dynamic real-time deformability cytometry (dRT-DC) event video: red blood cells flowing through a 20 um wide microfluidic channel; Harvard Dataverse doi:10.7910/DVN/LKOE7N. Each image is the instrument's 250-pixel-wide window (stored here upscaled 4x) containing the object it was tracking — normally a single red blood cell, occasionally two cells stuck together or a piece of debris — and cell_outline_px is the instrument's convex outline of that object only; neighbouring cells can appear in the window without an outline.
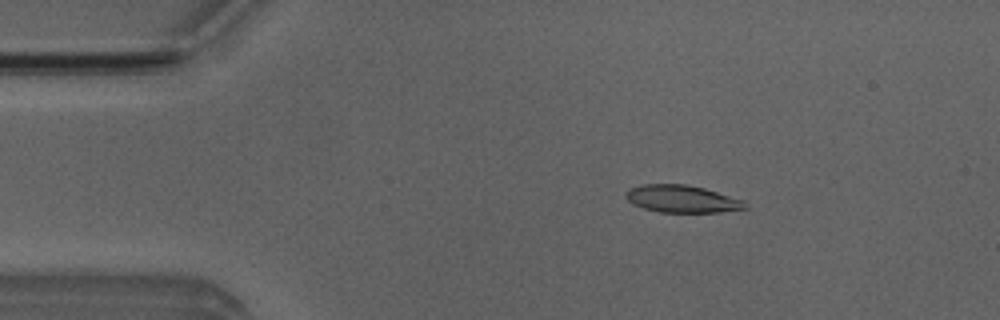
{"species": "Egyptian fruit bat (a non-hibernating species)", "species_latin": "Rousettus aegyptiacus", "temperature_condition": "room temperature", "stored_images_in_passage": 51, "camera_frame_rate_fps": 3000, "um_per_image_px": 0.085, "animal": {"sex": "male"}, "frame": {"image": 1, "passage_image": 8, "time_ms": 2.333, "image_size_px": [1000, 320], "cell_outline_px": [[748, 208], [720, 212], [660, 212], [644, 208], [632, 204], [624, 196], [624, 192], [628, 188], [640, 184], [688, 184], [704, 188], [744, 200]], "centroid_in_image_um": [57.93, 16.89], "position_along_channel_um": 27.1, "area_um2": 19.19}}
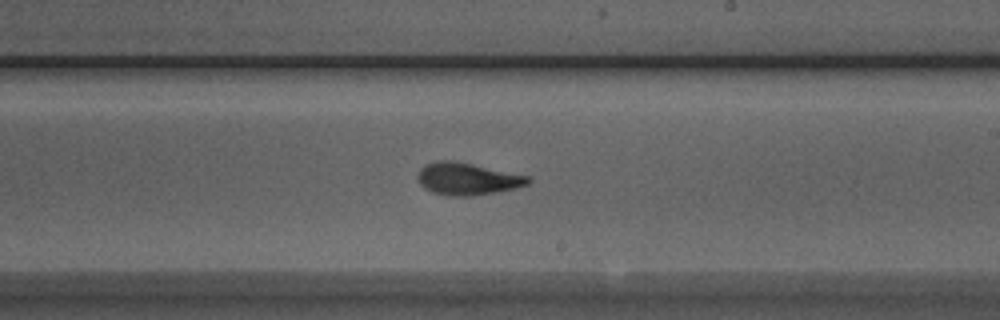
{"frame": {"image": 2, "passage_image": 29, "time_ms": 9.333, "image_size_px": [1000, 320], "cell_outline_px": [[532, 180], [528, 184], [516, 188], [496, 192], [472, 196], [452, 196], [432, 192], [424, 188], [416, 180], [416, 176], [420, 168], [424, 164], [436, 160], [452, 160], [472, 164], [528, 176]], "centroid_in_image_um": [39.67, 15.2], "position_along_channel_um": 249.3, "area_um2": 20.81}}
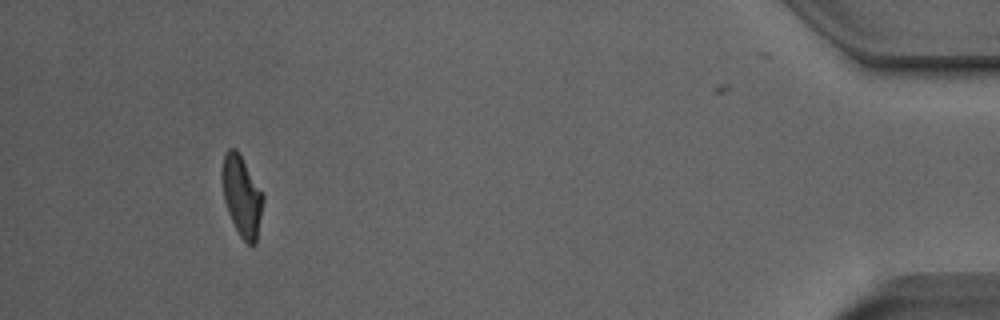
{"frame": {"image": 3, "passage_image": 47, "time_ms": 15.333, "image_size_px": [1000, 320], "cell_outline_px": [[264, 200], [256, 244], [252, 248], [240, 236], [228, 212], [224, 200], [220, 176], [224, 152], [228, 148], [236, 148], [264, 192]], "centroid_in_image_um": [20.56, 16.64], "position_along_channel_um": 414.6, "area_um2": 19.71}, "authors_computed_cell_mechanics": {"area_um2": 19.8832, "velocity_mm_per_s": 3.9804, "shape_relaxation_time_tau1_ms": 5.7983, "shape_relaxation_time_tau2_ms": 1.5636, "deformation_change_tau1": 0.2018, "deformation_change_tau2": 0.0891}}